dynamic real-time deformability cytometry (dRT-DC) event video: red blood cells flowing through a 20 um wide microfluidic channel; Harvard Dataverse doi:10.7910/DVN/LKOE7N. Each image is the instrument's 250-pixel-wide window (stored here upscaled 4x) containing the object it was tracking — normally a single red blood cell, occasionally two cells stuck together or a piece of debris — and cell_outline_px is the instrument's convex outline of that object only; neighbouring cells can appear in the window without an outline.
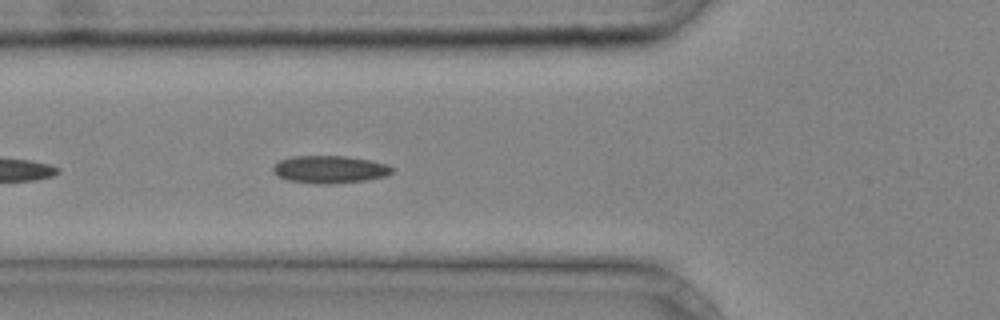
{"species": "common noctule bat (a hibernating species)", "species_latin": "Nyctalus noctula", "temperature_condition": "cold", "stored_images_in_passage": 27, "segment_of_instrument_passage": [2, 2], "camera_frame_rate_fps": 3000, "um_per_image_px": 0.085, "animal": {"sex": "male", "body_mass_g": 20.4}, "frame": {"image": 1, "passage_image": 16, "time_ms": 5.0, "image_size_px": [1000, 320], "cell_outline_px": [[392, 172], [384, 176], [368, 180], [328, 184], [320, 184], [288, 180], [276, 176], [272, 172], [272, 168], [280, 160], [292, 156], [348, 156], [388, 164], [392, 168]], "centroid_in_image_um": [28.0, 14.4], "position_along_channel_um": 97.8, "area_um2": 19.07}}